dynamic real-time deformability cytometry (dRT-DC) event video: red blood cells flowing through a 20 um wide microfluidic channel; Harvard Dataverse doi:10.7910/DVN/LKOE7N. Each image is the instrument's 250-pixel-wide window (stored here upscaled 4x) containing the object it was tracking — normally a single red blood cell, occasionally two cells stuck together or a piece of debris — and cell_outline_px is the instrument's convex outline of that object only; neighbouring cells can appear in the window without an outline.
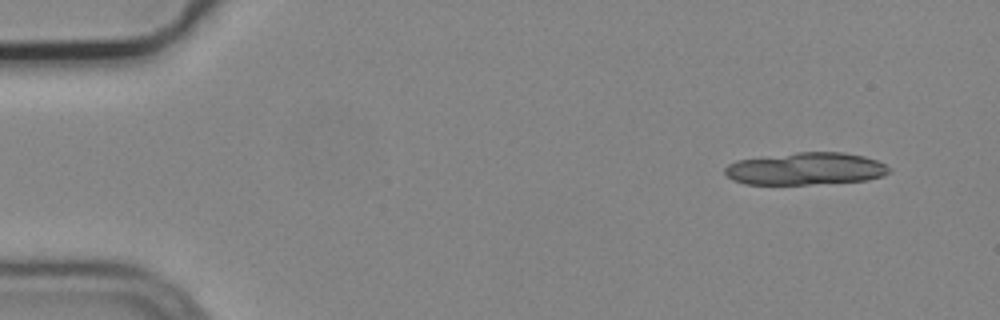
{"species": "common noctule bat (a hibernating species)", "species_latin": "Nyctalus noctula", "temperature_condition": "cold", "stored_images_in_passage": 6, "camera_frame_rate_fps": 3000, "um_per_image_px": 0.085, "animal": {"sex": "male", "body_mass_g": 19.2, "forearm_length_mm": 51.8}, "frame": {"image": 1, "passage_image": 1, "time_ms": 0.0, "image_size_px": [1000, 320], "cell_outline_px": [[892, 172], [884, 176], [868, 180], [808, 184], [744, 184], [732, 180], [724, 172], [724, 168], [728, 164], [736, 160], [796, 152], [844, 152], [864, 156], [876, 160], [892, 168]], "centroid_in_image_um": [68.5, 14.34], "position_along_channel_um": 16.5, "area_um2": 31.15}}
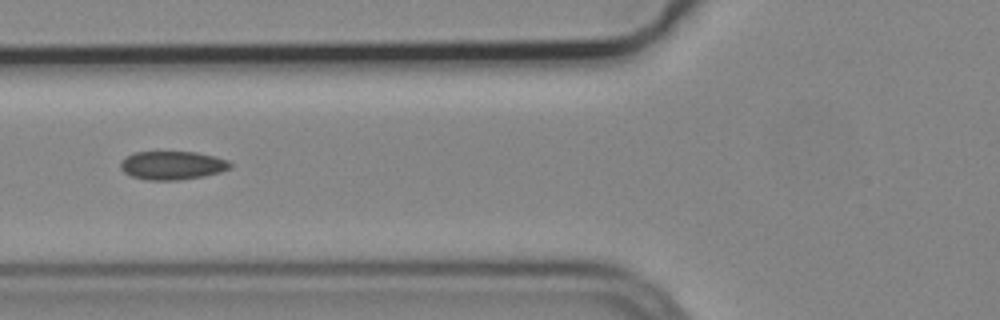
{"frame": {"image": 2, "passage_image": 6, "time_ms": 1.667, "image_size_px": [1000, 320], "cell_outline_px": [[232, 168], [220, 172], [204, 176], [180, 180], [148, 180], [132, 176], [124, 172], [120, 168], [120, 160], [124, 156], [132, 152], [196, 152], [216, 156], [228, 160], [232, 164]], "centroid_in_image_um": [14.64, 14.05], "position_along_channel_um": 111.2, "area_um2": 18.5}}